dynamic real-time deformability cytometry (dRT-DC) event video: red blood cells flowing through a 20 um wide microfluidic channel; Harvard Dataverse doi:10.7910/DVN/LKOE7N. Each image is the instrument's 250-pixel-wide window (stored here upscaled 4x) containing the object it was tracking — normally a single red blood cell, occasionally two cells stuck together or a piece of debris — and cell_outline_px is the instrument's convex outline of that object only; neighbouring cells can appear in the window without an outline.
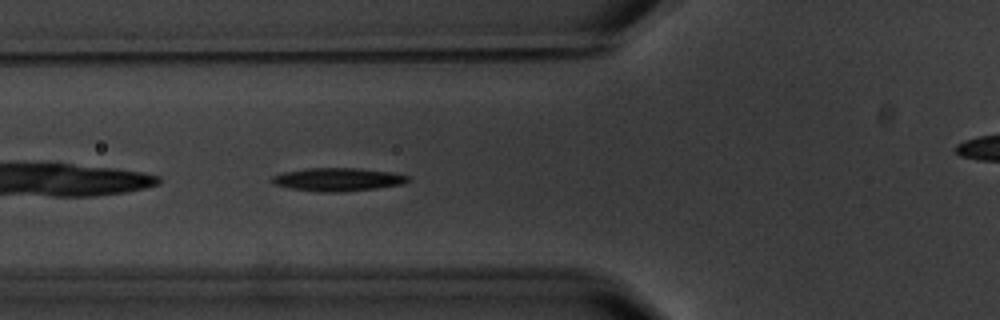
{"species": "common noctule bat (a hibernating species)", "species_latin": "Nyctalus noctula", "temperature_condition": "warm", "stored_images_in_passage": 8, "segment_of_instrument_passage": [1, 2], "camera_frame_rate_fps": 3000, "um_per_image_px": 0.085, "animal": {"sex": "male", "body_mass_g": 20.1, "forearm_length_mm": 53.5}, "frame": {"image": 1, "passage_image": 7, "time_ms": 7.0, "image_size_px": [1000, 320], "cell_outline_px": [[408, 180], [404, 184], [376, 188], [336, 192], [320, 192], [292, 188], [272, 184], [268, 180], [272, 176], [284, 172], [304, 168], [356, 168], [392, 172], [408, 176]], "centroid_in_image_um": [28.66, 15.25], "position_along_channel_um": 97.1, "area_um2": 18.32}}